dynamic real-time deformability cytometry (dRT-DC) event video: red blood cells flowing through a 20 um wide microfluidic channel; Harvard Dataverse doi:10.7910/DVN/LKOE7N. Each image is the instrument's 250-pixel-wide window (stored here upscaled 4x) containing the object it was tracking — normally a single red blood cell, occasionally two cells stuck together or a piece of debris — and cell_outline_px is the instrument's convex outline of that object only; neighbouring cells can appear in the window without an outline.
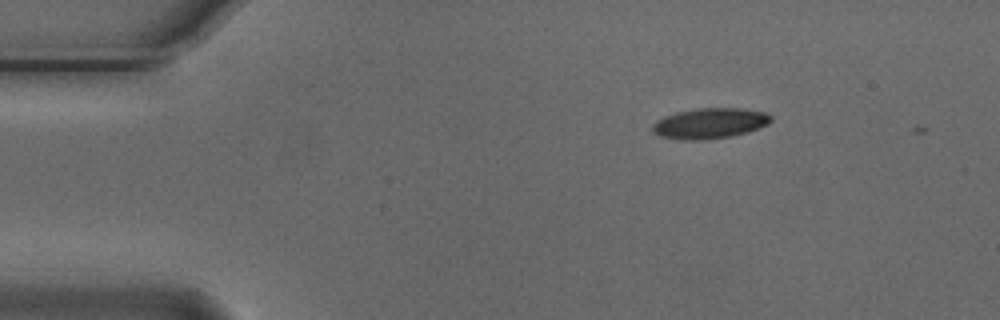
{"species": "Egyptian fruit bat (a non-hibernating species)", "species_latin": "Rousettus aegyptiacus", "temperature_condition": "cold", "stored_images_in_passage": 4, "camera_frame_rate_fps": 3000, "um_per_image_px": 0.085, "animal": {"sex": "male"}, "frame": {"image": 1, "passage_image": 1, "time_ms": 0.0, "image_size_px": [1000, 320], "cell_outline_px": [[772, 120], [768, 124], [760, 128], [748, 132], [732, 136], [696, 140], [680, 140], [660, 136], [652, 128], [652, 124], [656, 120], [664, 116], [676, 112], [696, 108], [740, 108], [764, 112], [772, 116]], "centroid_in_image_um": [60.34, 10.48], "position_along_channel_um": 24.7, "area_um2": 21.1}}